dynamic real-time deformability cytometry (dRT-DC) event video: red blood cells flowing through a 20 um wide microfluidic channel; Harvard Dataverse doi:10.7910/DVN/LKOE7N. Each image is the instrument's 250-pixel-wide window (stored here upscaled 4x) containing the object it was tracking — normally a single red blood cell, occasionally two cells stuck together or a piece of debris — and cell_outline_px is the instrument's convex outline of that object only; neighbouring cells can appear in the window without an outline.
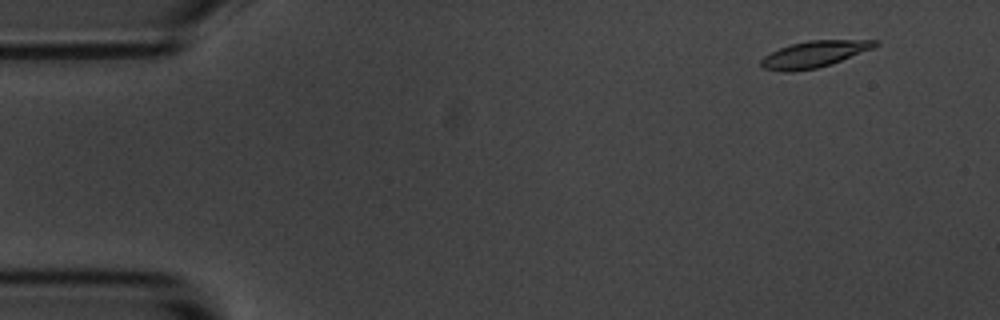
{"species": "common noctule bat (a hibernating species)", "species_latin": "Nyctalus noctula", "temperature_condition": "room temperature", "stored_images_in_passage": 54, "camera_frame_rate_fps": 3000, "um_per_image_px": 0.085, "animal": {"sex": "male", "body_mass_g": 20.1, "forearm_length_mm": 53.5}, "frame": {"image": 1, "passage_image": 5, "time_ms": 1.333, "image_size_px": [1000, 320], "cell_outline_px": [[880, 44], [872, 48], [840, 60], [816, 68], [792, 72], [784, 72], [764, 68], [760, 64], [760, 60], [764, 56], [780, 48], [792, 44], [808, 40], [880, 40]], "centroid_in_image_um": [69.18, 4.6], "position_along_channel_um": 15.8, "area_um2": 17.22}}
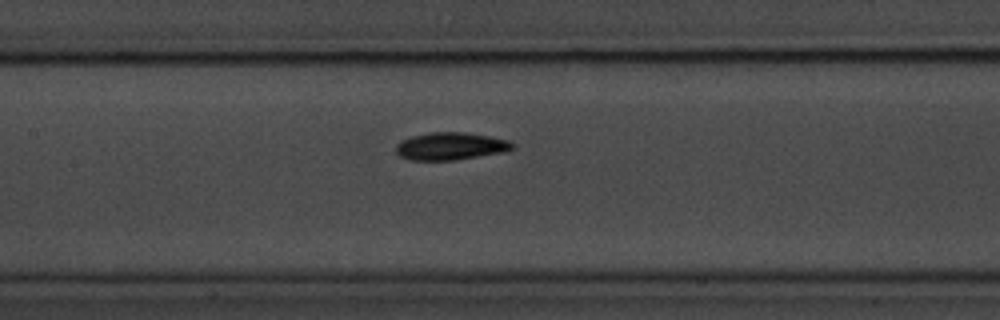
{"frame": {"image": 2, "passage_image": 26, "time_ms": 8.333, "image_size_px": [1000, 320], "cell_outline_px": [[516, 148], [504, 152], [456, 160], [412, 160], [400, 156], [396, 152], [396, 144], [400, 140], [412, 136], [428, 132], [464, 132], [488, 136], [508, 140], [516, 144]], "centroid_in_image_um": [38.32, 12.42], "position_along_channel_um": 169.1, "area_um2": 18.84}}
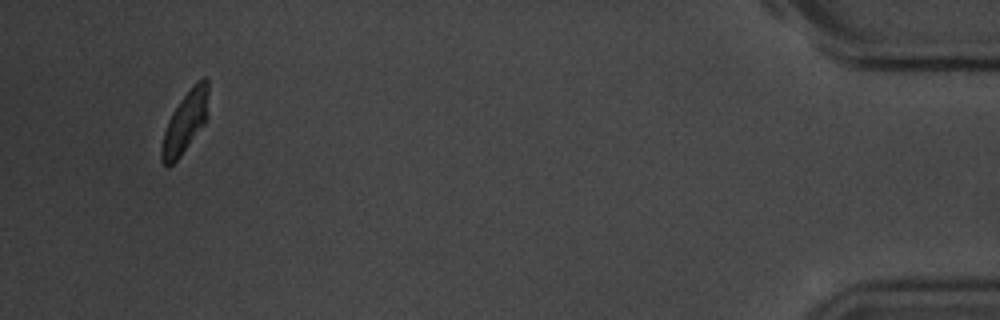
{"frame": {"image": 3, "passage_image": 53, "time_ms": 17.333, "image_size_px": [1000, 320], "cell_outline_px": [[208, 116], [204, 124], [180, 156], [168, 168], [160, 160], [160, 148], [164, 132], [168, 120], [172, 112], [180, 100], [196, 80], [204, 76], [208, 80]], "centroid_in_image_um": [15.74, 10.36], "position_along_channel_um": 419.5, "area_um2": 16.94}}